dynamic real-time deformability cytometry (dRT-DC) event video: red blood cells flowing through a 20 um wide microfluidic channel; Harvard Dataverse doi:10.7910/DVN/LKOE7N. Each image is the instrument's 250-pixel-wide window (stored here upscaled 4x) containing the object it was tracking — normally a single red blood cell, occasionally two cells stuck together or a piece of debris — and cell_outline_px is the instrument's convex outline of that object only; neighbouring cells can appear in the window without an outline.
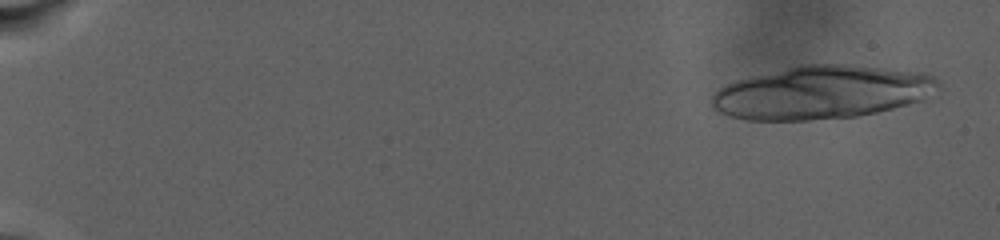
{"species": "human", "species_latin": "Homo sapiens", "temperature_condition": "warm", "stored_images_in_passage": 32, "camera_frame_rate_fps": 3000, "um_per_image_px": 0.085, "donor": {"sex": "male"}, "frame": {"image": 1, "passage_image": 4, "time_ms": 1.0, "image_size_px": [1000, 240], "cell_outline_px": [[940, 88], [924, 100], [876, 112], [856, 116], [808, 120], [748, 120], [732, 116], [720, 112], [712, 108], [712, 96], [720, 88], [736, 80], [800, 64], [844, 64], [924, 72], [940, 80]], "centroid_in_image_um": [69.9, 7.84], "position_along_channel_um": 15.1, "area_um2": 70.17}}